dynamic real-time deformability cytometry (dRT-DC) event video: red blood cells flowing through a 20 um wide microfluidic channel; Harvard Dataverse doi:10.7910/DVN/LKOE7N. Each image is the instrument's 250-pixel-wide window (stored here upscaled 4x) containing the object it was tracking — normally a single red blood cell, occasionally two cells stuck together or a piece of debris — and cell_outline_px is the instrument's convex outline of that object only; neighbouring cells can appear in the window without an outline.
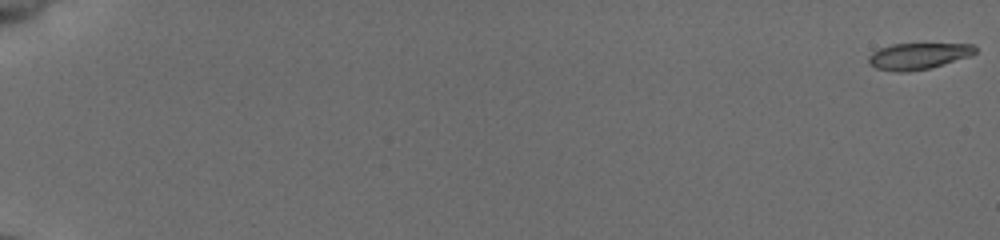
{"species": "common noctule bat (a hibernating species)", "species_latin": "Nyctalus noctula", "temperature_condition": "cold", "stored_images_in_passage": 56, "camera_frame_rate_fps": 3000, "um_per_image_px": 0.085, "animal": {"sex": "female", "body_mass_g": 19.5, "forearm_length_mm": 54.1}, "frame": {"image": 1, "passage_image": 1, "time_ms": 0.0, "image_size_px": [1000, 240], "cell_outline_px": [[976, 52], [972, 56], [928, 68], [908, 72], [896, 72], [876, 68], [868, 64], [868, 56], [872, 52], [880, 48], [892, 44], [972, 44], [976, 48]], "centroid_in_image_um": [78.03, 4.77], "position_along_channel_um": 7.0, "area_um2": 16.36}}
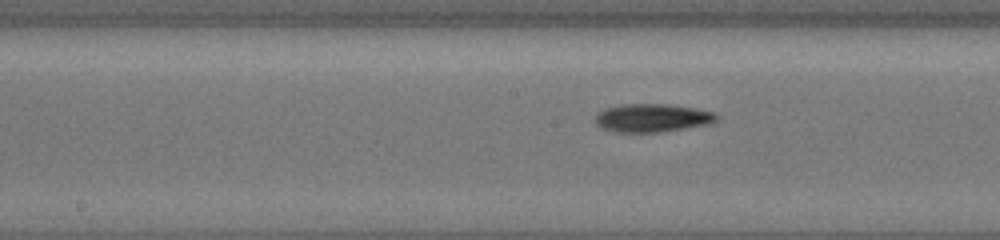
{"frame": {"image": 2, "passage_image": 32, "time_ms": 10.333, "image_size_px": [1000, 240], "cell_outline_px": [[720, 116], [716, 120], [708, 124], [660, 132], [612, 132], [596, 124], [596, 116], [600, 112], [608, 108], [624, 104], [668, 104], [696, 108], [716, 112]], "centroid_in_image_um": [55.49, 10.02], "position_along_channel_um": 192.7, "area_um2": 19.83}}
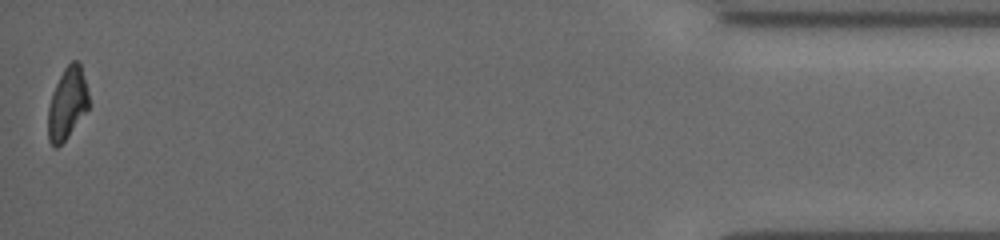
{"frame": {"image": 3, "passage_image": 56, "time_ms": 18.333, "image_size_px": [1000, 240], "cell_outline_px": [[88, 108], [68, 136], [56, 148], [52, 148], [48, 140], [48, 108], [52, 92], [64, 68], [72, 60], [76, 60], [80, 64], [88, 92]], "centroid_in_image_um": [5.69, 8.81], "position_along_channel_um": 429.5, "area_um2": 16.82}, "authors_computed_cell_mechanics": {"area_um2": 18.0914, "velocity_mm_per_s": 3.8911, "shape_relaxation_time_tau1_ms": 3.4708, "shape_relaxation_time_tau2_ms": 5.1937, "deformation_change_tau1": 0.1383, "deformation_change_tau2": 0.12}}